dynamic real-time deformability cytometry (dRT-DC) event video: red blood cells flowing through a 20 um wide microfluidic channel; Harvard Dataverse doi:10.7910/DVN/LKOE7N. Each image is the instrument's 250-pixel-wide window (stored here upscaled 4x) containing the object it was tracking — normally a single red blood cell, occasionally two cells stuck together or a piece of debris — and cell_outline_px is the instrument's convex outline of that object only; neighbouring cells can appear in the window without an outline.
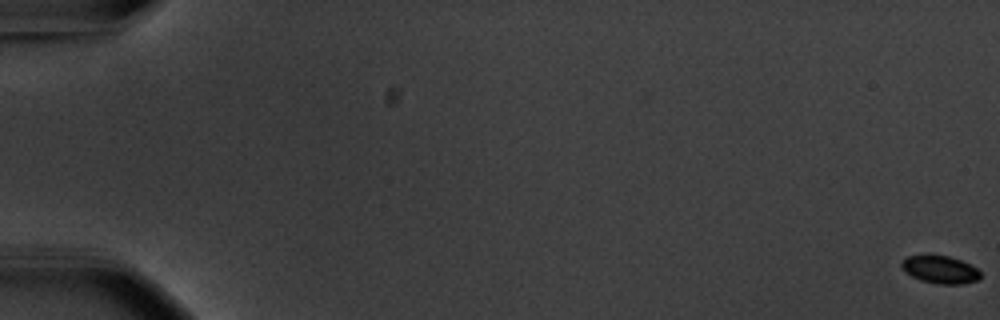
{"species": "common noctule bat (a hibernating species)", "species_latin": "Nyctalus noctula", "temperature_condition": "warm", "stored_images_in_passage": 58, "camera_frame_rate_fps": 3000, "um_per_image_px": 0.085, "animal": {"sex": "male", "body_mass_g": 20.1, "forearm_length_mm": 53.5}, "frame": {"image": 1, "passage_image": 1, "time_ms": 0.0, "image_size_px": [1000, 320], "cell_outline_px": [[980, 280], [964, 284], [940, 284], [920, 280], [904, 272], [900, 268], [900, 264], [908, 256], [948, 256], [960, 260], [976, 268], [980, 272]], "centroid_in_image_um": [79.91, 22.94], "position_along_channel_um": 5.1, "area_um2": 12.6}}
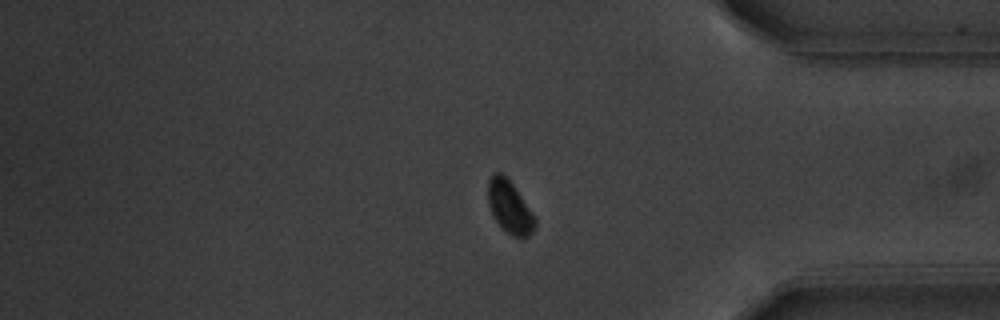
{"frame": {"image": 2, "passage_image": 49, "time_ms": 16.0, "image_size_px": [1000, 320], "cell_outline_px": [[536, 224], [532, 232], [528, 236], [512, 236], [492, 216], [488, 204], [488, 180], [496, 172], [500, 172], [508, 176], [532, 212], [536, 220]], "centroid_in_image_um": [43.31, 17.55], "position_along_channel_um": 391.9, "area_um2": 14.28}}
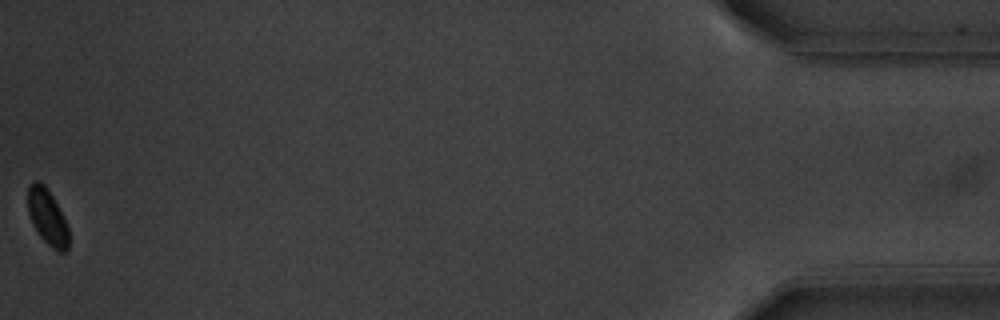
{"frame": {"image": 3, "passage_image": 58, "time_ms": 19.0, "image_size_px": [1000, 320], "cell_outline_px": [[68, 248], [64, 252], [60, 252], [52, 248], [40, 236], [32, 224], [28, 212], [28, 188], [32, 180], [40, 180], [48, 188], [68, 228]], "centroid_in_image_um": [4.0, 18.42], "position_along_channel_um": 431.2, "area_um2": 13.12}, "authors_computed_cell_mechanics": {"area_um2": 14.3055, "velocity_mm_per_s": 3.6832, "shape_relaxation_time_tau1_ms": 3.5109, "shape_relaxation_time_tau2_ms": null, "deformation_change_tau1": 0.1261, "deformation_change_tau2": null}}